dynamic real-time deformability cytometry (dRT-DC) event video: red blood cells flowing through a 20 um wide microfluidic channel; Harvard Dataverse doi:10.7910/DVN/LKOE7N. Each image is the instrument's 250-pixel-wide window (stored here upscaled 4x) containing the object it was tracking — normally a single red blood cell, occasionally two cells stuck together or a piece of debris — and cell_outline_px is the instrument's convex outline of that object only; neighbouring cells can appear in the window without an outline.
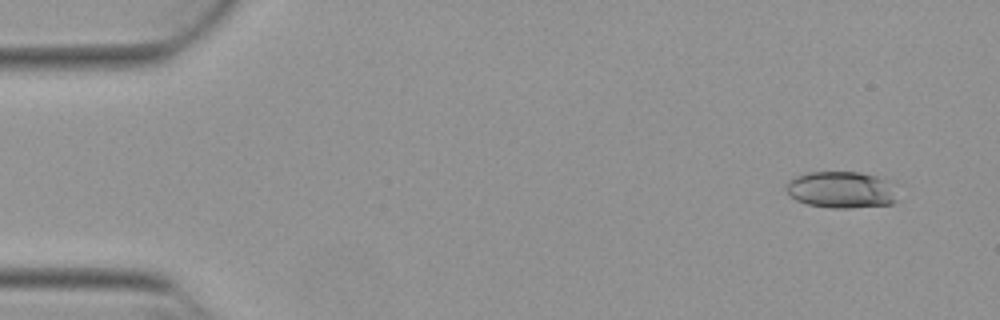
{"species": "Egyptian fruit bat (a non-hibernating species)", "species_latin": "Rousettus aegyptiacus", "temperature_condition": "warm", "stored_images_in_passage": 53, "camera_frame_rate_fps": 3000, "um_per_image_px": 0.085, "animal": {"sex": "female"}, "frame": {"image": 1, "passage_image": 4, "time_ms": 1.0, "image_size_px": [1000, 320], "cell_outline_px": [[904, 184], [900, 200], [892, 204], [848, 208], [832, 208], [808, 204], [796, 200], [784, 188], [788, 180], [796, 176], [808, 172], [860, 172], [896, 180]], "centroid_in_image_um": [71.75, 16.11], "position_along_channel_um": 13.2, "area_um2": 25.2}}
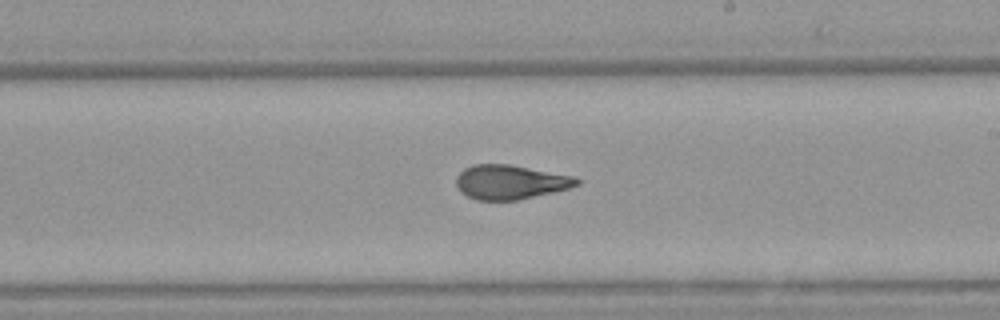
{"frame": {"image": 2, "passage_image": 31, "time_ms": 10.0, "image_size_px": [1000, 320], "cell_outline_px": [[580, 184], [568, 188], [552, 192], [516, 200], [476, 200], [460, 192], [456, 188], [456, 176], [464, 168], [472, 164], [508, 164], [576, 176], [580, 180]], "centroid_in_image_um": [43.35, 15.47], "position_along_channel_um": 245.7, "area_um2": 24.16}}
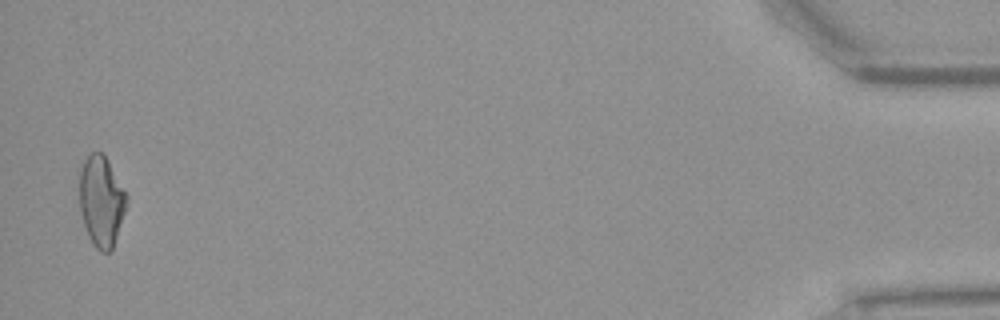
{"frame": {"image": 3, "passage_image": 52, "time_ms": 17.0, "image_size_px": [1000, 320], "cell_outline_px": [[128, 200], [112, 248], [108, 252], [100, 252], [96, 248], [88, 236], [80, 212], [80, 172], [84, 160], [92, 152], [100, 152], [104, 156], [128, 196]], "centroid_in_image_um": [8.6, 17.11], "position_along_channel_um": 426.6, "area_um2": 24.28}, "authors_computed_cell_mechanics": {"area_um2": 24.276, "velocity_mm_per_s": 3.8847, "shape_relaxation_time_tau1_ms": null, "shape_relaxation_time_tau2_ms": 1.4678, "deformation_change_tau1": null, "deformation_change_tau2": 0.0887}}